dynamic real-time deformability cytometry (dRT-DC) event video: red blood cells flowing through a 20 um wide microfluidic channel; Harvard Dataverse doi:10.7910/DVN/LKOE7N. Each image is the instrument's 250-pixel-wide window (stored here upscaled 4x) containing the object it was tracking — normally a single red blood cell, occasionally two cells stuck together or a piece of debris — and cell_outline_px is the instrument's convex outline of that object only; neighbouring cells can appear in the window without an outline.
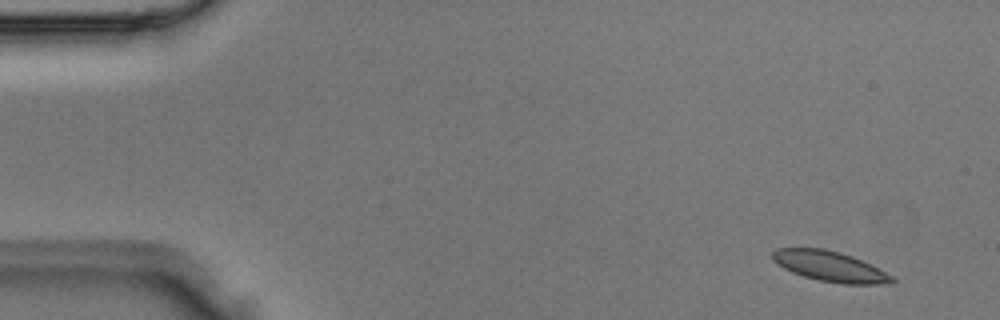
{"species": "Egyptian fruit bat (a non-hibernating species)", "species_latin": "Rousettus aegyptiacus", "temperature_condition": "room temperature", "stored_images_in_passage": 5, "camera_frame_rate_fps": 3000, "um_per_image_px": 0.085, "animal": {"sex": "male"}, "frame": {"image": 1, "passage_image": 1, "time_ms": 0.0, "image_size_px": [1000, 320], "cell_outline_px": [[896, 280], [892, 284], [844, 284], [820, 280], [804, 276], [792, 272], [784, 268], [772, 260], [772, 252], [776, 248], [824, 248], [840, 252], [852, 256], [892, 276]], "centroid_in_image_um": [70.52, 22.64], "position_along_channel_um": 14.5, "area_um2": 20.87}}
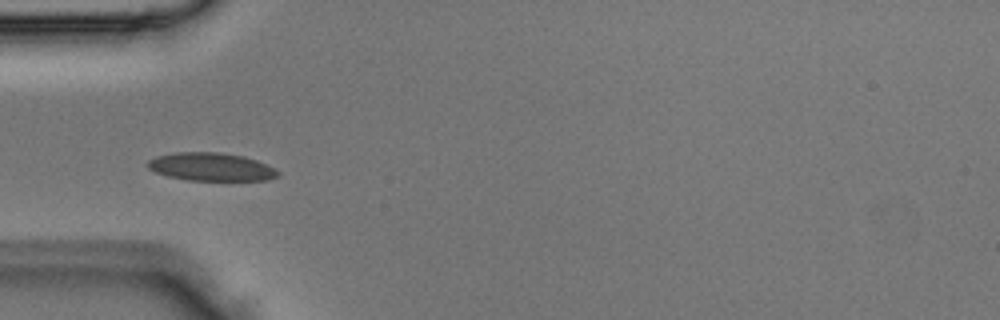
{"frame": {"image": 2, "passage_image": 4, "time_ms": 1.0, "image_size_px": [1000, 320], "cell_outline_px": [[280, 176], [268, 180], [188, 180], [168, 176], [156, 172], [148, 168], [144, 164], [148, 160], [156, 156], [176, 152], [220, 152], [244, 156], [256, 160], [276, 168], [280, 172]], "centroid_in_image_um": [17.96, 14.18], "position_along_channel_um": 67.0, "area_um2": 21.5}}
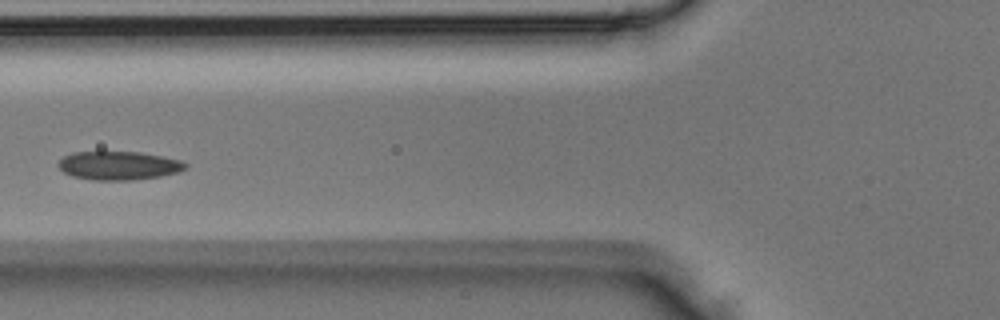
{"frame": {"image": 3, "passage_image": 5, "time_ms": 1.333, "image_size_px": [1000, 320], "cell_outline_px": [[188, 164], [180, 172], [160, 176], [132, 180], [92, 180], [72, 176], [64, 172], [56, 164], [64, 156], [76, 152], [140, 152], [180, 160]], "centroid_in_image_um": [10.08, 14.08], "position_along_channel_um": 115.7, "area_um2": 21.04}}